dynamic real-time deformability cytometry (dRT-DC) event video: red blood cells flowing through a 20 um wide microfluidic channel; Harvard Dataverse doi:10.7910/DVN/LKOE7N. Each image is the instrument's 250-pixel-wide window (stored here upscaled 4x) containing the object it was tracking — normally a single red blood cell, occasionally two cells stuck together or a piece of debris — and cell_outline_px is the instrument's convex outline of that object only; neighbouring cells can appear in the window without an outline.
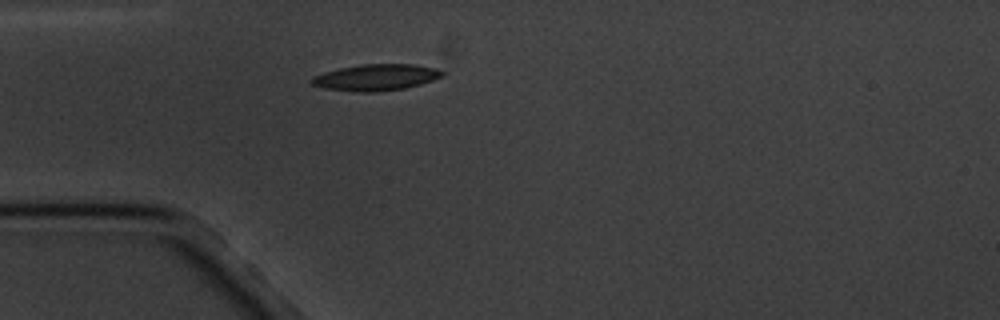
{"species": "common noctule bat (a hibernating species)", "species_latin": "Nyctalus noctula", "temperature_condition": "cold", "stored_images_in_passage": 5, "camera_frame_rate_fps": 3000, "um_per_image_px": 0.085, "animal": {"sex": "male", "body_mass_g": 20.1, "forearm_length_mm": 53.5}, "frame": {"image": 1, "passage_image": 5, "time_ms": 4.667, "image_size_px": [1000, 320], "cell_outline_px": [[444, 76], [420, 84], [404, 88], [376, 92], [356, 92], [324, 88], [312, 84], [308, 80], [312, 76], [324, 72], [340, 68], [360, 64], [412, 64], [436, 68], [444, 72]], "centroid_in_image_um": [31.93, 6.57], "position_along_channel_um": 53.1, "area_um2": 20.11}}